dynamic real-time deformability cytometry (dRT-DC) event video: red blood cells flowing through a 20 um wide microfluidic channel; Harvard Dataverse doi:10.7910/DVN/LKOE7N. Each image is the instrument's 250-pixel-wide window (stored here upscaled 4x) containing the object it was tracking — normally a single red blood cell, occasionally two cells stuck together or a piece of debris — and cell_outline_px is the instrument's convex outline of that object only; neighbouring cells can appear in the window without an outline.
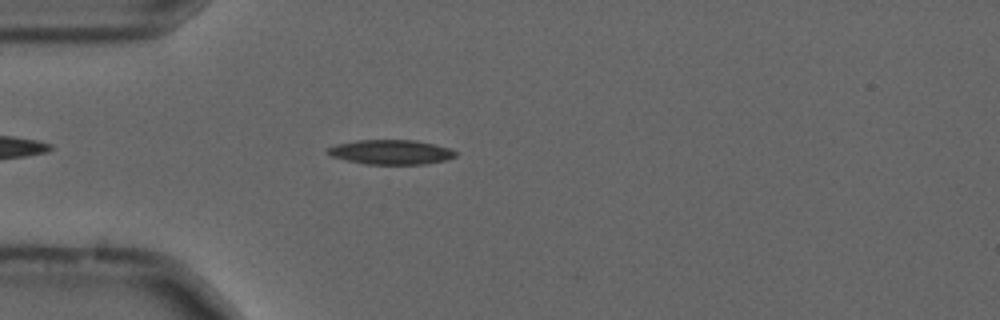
{"species": "common noctule bat (a hibernating species)", "species_latin": "Nyctalus noctula", "temperature_condition": "cold", "stored_images_in_passage": 46, "camera_frame_rate_fps": 3000, "um_per_image_px": 0.085, "animal": {"sex": "male", "forearm_length_mm": 52.5}, "frame": {"image": 1, "passage_image": 6, "time_ms": 1.667, "image_size_px": [1000, 320], "cell_outline_px": [[456, 156], [448, 160], [428, 164], [364, 164], [332, 156], [324, 152], [328, 148], [336, 144], [360, 140], [416, 140], [448, 148], [456, 152]], "centroid_in_image_um": [33.24, 12.93], "position_along_channel_um": 51.8, "area_um2": 18.26}}
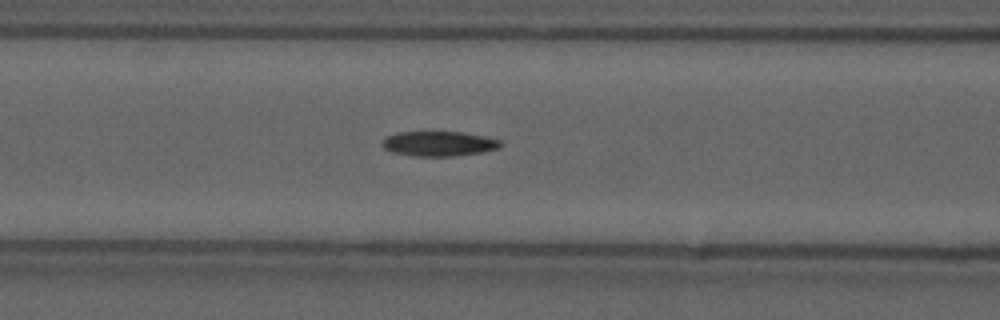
{"frame": {"image": 2, "passage_image": 13, "time_ms": 4.0, "image_size_px": [1000, 320], "cell_outline_px": [[504, 144], [500, 148], [480, 152], [456, 156], [412, 156], [392, 152], [384, 148], [380, 144], [380, 140], [396, 132], [460, 132], [484, 136], [500, 140]], "centroid_in_image_um": [37.28, 12.21], "position_along_channel_um": 129.3, "area_um2": 17.28}}
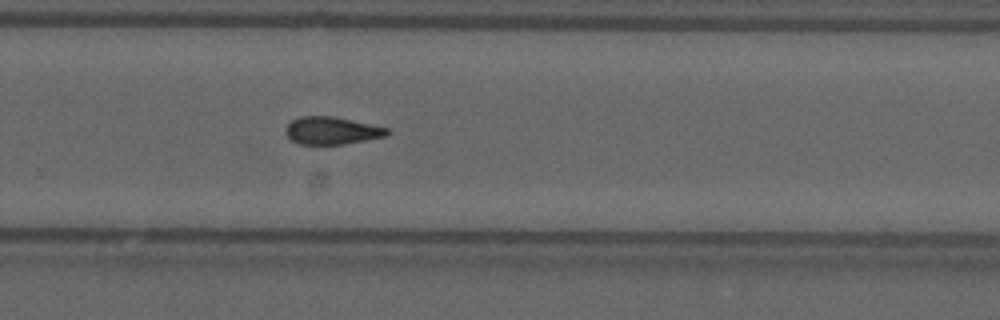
{"frame": {"image": 3, "passage_image": 27, "time_ms": 8.667, "image_size_px": [1000, 320], "cell_outline_px": [[392, 132], [384, 136], [344, 144], [300, 144], [292, 140], [284, 132], [288, 124], [292, 120], [300, 116], [332, 116], [388, 128]], "centroid_in_image_um": [28.18, 11.1], "position_along_channel_um": 301.6, "area_um2": 16.07}, "authors_computed_cell_mechanics": {"area_um2": 16.9354, "velocity_mm_per_s": 3.696, "shape_relaxation_time_tau1_ms": 8.8847, "shape_relaxation_time_tau2_ms": 7.7174, "deformation_change_tau1": 0.2033, "deformation_change_tau2": 0.1681}}